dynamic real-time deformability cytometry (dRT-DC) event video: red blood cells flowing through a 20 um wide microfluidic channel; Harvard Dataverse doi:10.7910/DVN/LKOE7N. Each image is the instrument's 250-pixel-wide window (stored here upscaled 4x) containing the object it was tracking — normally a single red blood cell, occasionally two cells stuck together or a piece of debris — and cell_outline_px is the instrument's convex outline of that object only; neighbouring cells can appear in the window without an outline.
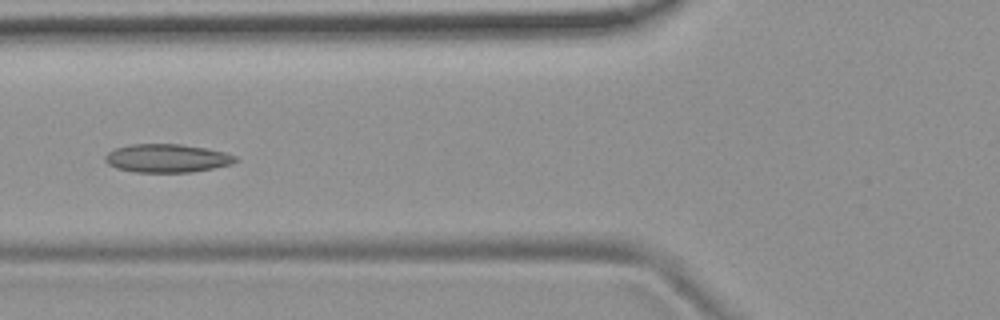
{"species": "common noctule bat (a hibernating species)", "species_latin": "Nyctalus noctula", "temperature_condition": "room temperature", "stored_images_in_passage": 6, "camera_frame_rate_fps": 3000, "um_per_image_px": 0.085, "animal": {"sex": "female", "body_mass_g": 19.9}, "frame": {"image": 1, "passage_image": 3, "time_ms": 2.333, "image_size_px": [1000, 320], "cell_outline_px": [[240, 160], [232, 164], [192, 172], [132, 172], [116, 168], [108, 164], [104, 160], [104, 156], [108, 152], [116, 148], [132, 144], [180, 144], [208, 148], [224, 152], [236, 156]], "centroid_in_image_um": [14.2, 13.45], "position_along_channel_um": 111.6, "area_um2": 21.68}}
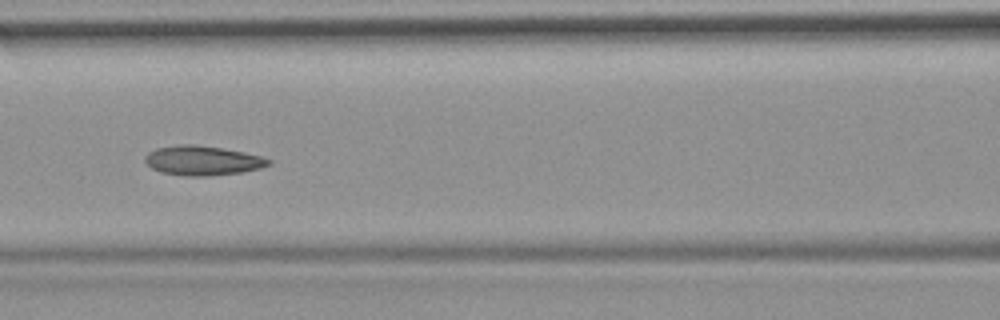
{"frame": {"image": 2, "passage_image": 4, "time_ms": 3.333, "image_size_px": [1000, 320], "cell_outline_px": [[272, 164], [260, 168], [244, 172], [208, 176], [184, 176], [160, 172], [152, 168], [144, 160], [144, 156], [148, 152], [156, 148], [180, 144], [196, 144], [244, 152], [264, 156], [272, 160]], "centroid_in_image_um": [17.24, 13.65], "position_along_channel_um": 149.4, "area_um2": 21.5}}
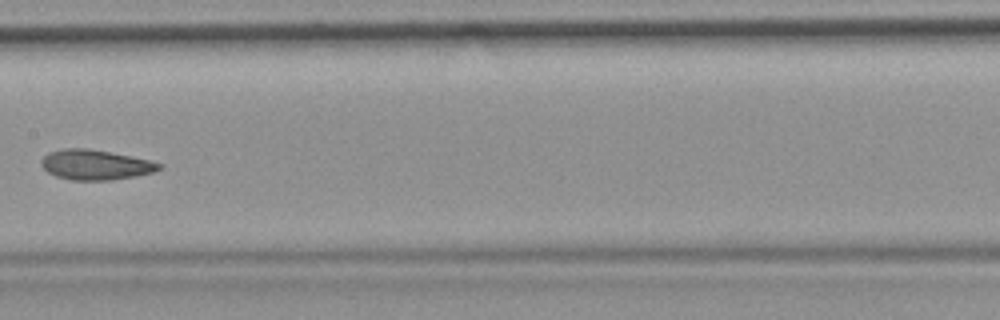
{"frame": {"image": 3, "passage_image": 5, "time_ms": 4.667, "image_size_px": [1000, 320], "cell_outline_px": [[164, 164], [160, 168], [152, 172], [136, 176], [112, 180], [72, 180], [56, 176], [48, 172], [40, 164], [40, 160], [48, 152], [64, 148], [88, 148], [148, 160]], "centroid_in_image_um": [8.07, 14.01], "position_along_channel_um": 199.3, "area_um2": 20.46}}